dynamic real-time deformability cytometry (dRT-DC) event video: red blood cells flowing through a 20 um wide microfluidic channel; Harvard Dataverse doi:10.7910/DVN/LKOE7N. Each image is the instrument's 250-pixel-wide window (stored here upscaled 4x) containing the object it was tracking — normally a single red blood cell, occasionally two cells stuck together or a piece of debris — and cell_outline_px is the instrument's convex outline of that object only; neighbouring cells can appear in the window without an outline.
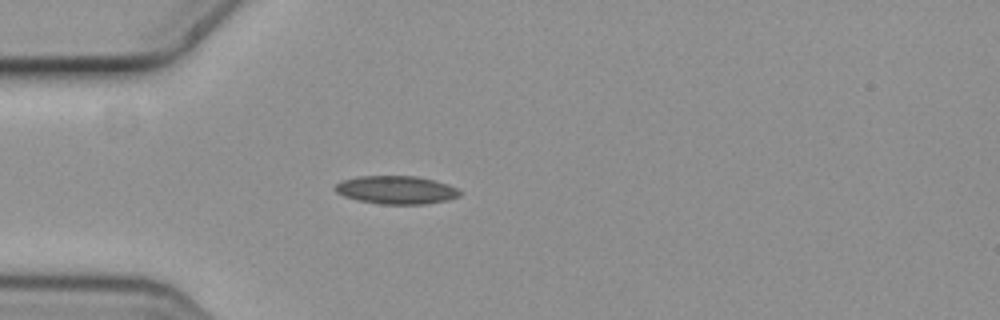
{"species": "common noctule bat (a hibernating species)", "species_latin": "Nyctalus noctula", "temperature_condition": "cold", "stored_images_in_passage": 6, "camera_frame_rate_fps": 3000, "um_per_image_px": 0.085, "animal": {"sex": "female", "body_mass_g": 19.3, "forearm_length_mm": 54.1}, "frame": {"image": 1, "passage_image": 4, "time_ms": 1.0, "image_size_px": [1000, 320], "cell_outline_px": [[460, 196], [448, 200], [424, 204], [380, 204], [356, 200], [344, 196], [336, 192], [332, 188], [336, 184], [344, 180], [360, 176], [416, 176], [448, 184], [456, 188], [460, 192]], "centroid_in_image_um": [33.66, 16.15], "position_along_channel_um": 51.3, "area_um2": 20.4}}
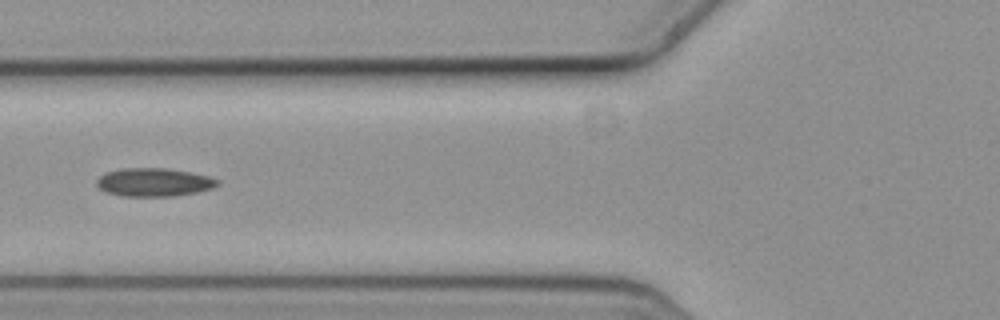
{"frame": {"image": 2, "passage_image": 6, "time_ms": 1.667, "image_size_px": [1000, 320], "cell_outline_px": [[220, 184], [212, 188], [196, 192], [176, 196], [124, 196], [104, 192], [96, 184], [96, 180], [104, 172], [120, 168], [164, 168], [188, 172], [208, 176], [220, 180]], "centroid_in_image_um": [13.05, 15.49], "position_along_channel_um": 112.7, "area_um2": 20.0}}